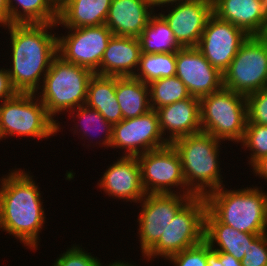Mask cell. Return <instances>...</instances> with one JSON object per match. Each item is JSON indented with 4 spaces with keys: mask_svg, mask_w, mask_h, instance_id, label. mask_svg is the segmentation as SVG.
I'll return each mask as SVG.
<instances>
[{
    "mask_svg": "<svg viewBox=\"0 0 267 266\" xmlns=\"http://www.w3.org/2000/svg\"><path fill=\"white\" fill-rule=\"evenodd\" d=\"M30 172L15 168L0 179V230L36 251L46 214L42 191Z\"/></svg>",
    "mask_w": 267,
    "mask_h": 266,
    "instance_id": "obj_1",
    "label": "cell"
},
{
    "mask_svg": "<svg viewBox=\"0 0 267 266\" xmlns=\"http://www.w3.org/2000/svg\"><path fill=\"white\" fill-rule=\"evenodd\" d=\"M1 27L8 29L10 34L12 66L7 70L13 88L20 93H36L58 55V35L52 33L53 28L56 30V23L7 24Z\"/></svg>",
    "mask_w": 267,
    "mask_h": 266,
    "instance_id": "obj_2",
    "label": "cell"
},
{
    "mask_svg": "<svg viewBox=\"0 0 267 266\" xmlns=\"http://www.w3.org/2000/svg\"><path fill=\"white\" fill-rule=\"evenodd\" d=\"M205 199L207 210L219 222L241 232H267V192L261 187L252 185L231 190L224 185L207 194Z\"/></svg>",
    "mask_w": 267,
    "mask_h": 266,
    "instance_id": "obj_3",
    "label": "cell"
},
{
    "mask_svg": "<svg viewBox=\"0 0 267 266\" xmlns=\"http://www.w3.org/2000/svg\"><path fill=\"white\" fill-rule=\"evenodd\" d=\"M221 142L199 132L171 143L179 154L186 186L195 196H206L224 186L220 173Z\"/></svg>",
    "mask_w": 267,
    "mask_h": 266,
    "instance_id": "obj_4",
    "label": "cell"
},
{
    "mask_svg": "<svg viewBox=\"0 0 267 266\" xmlns=\"http://www.w3.org/2000/svg\"><path fill=\"white\" fill-rule=\"evenodd\" d=\"M93 75L91 70L67 62L59 55L53 59L39 89L41 91L36 95L57 122V132H61L62 127L55 119L56 115L85 105L88 83Z\"/></svg>",
    "mask_w": 267,
    "mask_h": 266,
    "instance_id": "obj_5",
    "label": "cell"
},
{
    "mask_svg": "<svg viewBox=\"0 0 267 266\" xmlns=\"http://www.w3.org/2000/svg\"><path fill=\"white\" fill-rule=\"evenodd\" d=\"M56 133L57 122L48 114L36 93L17 92L0 103V140L18 136L42 141Z\"/></svg>",
    "mask_w": 267,
    "mask_h": 266,
    "instance_id": "obj_6",
    "label": "cell"
},
{
    "mask_svg": "<svg viewBox=\"0 0 267 266\" xmlns=\"http://www.w3.org/2000/svg\"><path fill=\"white\" fill-rule=\"evenodd\" d=\"M201 129L222 141L240 144L247 123L246 96L222 87L200 98Z\"/></svg>",
    "mask_w": 267,
    "mask_h": 266,
    "instance_id": "obj_7",
    "label": "cell"
},
{
    "mask_svg": "<svg viewBox=\"0 0 267 266\" xmlns=\"http://www.w3.org/2000/svg\"><path fill=\"white\" fill-rule=\"evenodd\" d=\"M205 196L192 197L174 216L160 239L142 256L152 261L158 256L167 259L204 240Z\"/></svg>",
    "mask_w": 267,
    "mask_h": 266,
    "instance_id": "obj_8",
    "label": "cell"
},
{
    "mask_svg": "<svg viewBox=\"0 0 267 266\" xmlns=\"http://www.w3.org/2000/svg\"><path fill=\"white\" fill-rule=\"evenodd\" d=\"M223 87L248 96L267 87V37L251 35L223 72Z\"/></svg>",
    "mask_w": 267,
    "mask_h": 266,
    "instance_id": "obj_9",
    "label": "cell"
},
{
    "mask_svg": "<svg viewBox=\"0 0 267 266\" xmlns=\"http://www.w3.org/2000/svg\"><path fill=\"white\" fill-rule=\"evenodd\" d=\"M136 157L146 194L194 195L186 186L181 160L172 144ZM175 187L178 189L172 190Z\"/></svg>",
    "mask_w": 267,
    "mask_h": 266,
    "instance_id": "obj_10",
    "label": "cell"
},
{
    "mask_svg": "<svg viewBox=\"0 0 267 266\" xmlns=\"http://www.w3.org/2000/svg\"><path fill=\"white\" fill-rule=\"evenodd\" d=\"M65 30L67 34L57 36L58 55L95 73L113 33L105 24Z\"/></svg>",
    "mask_w": 267,
    "mask_h": 266,
    "instance_id": "obj_11",
    "label": "cell"
},
{
    "mask_svg": "<svg viewBox=\"0 0 267 266\" xmlns=\"http://www.w3.org/2000/svg\"><path fill=\"white\" fill-rule=\"evenodd\" d=\"M195 195L146 194L139 202L138 241L142 256L160 239L177 212Z\"/></svg>",
    "mask_w": 267,
    "mask_h": 266,
    "instance_id": "obj_12",
    "label": "cell"
},
{
    "mask_svg": "<svg viewBox=\"0 0 267 266\" xmlns=\"http://www.w3.org/2000/svg\"><path fill=\"white\" fill-rule=\"evenodd\" d=\"M168 144L161 133L156 110L151 109L132 119H122L113 125L110 148L124 150L123 156H138Z\"/></svg>",
    "mask_w": 267,
    "mask_h": 266,
    "instance_id": "obj_13",
    "label": "cell"
},
{
    "mask_svg": "<svg viewBox=\"0 0 267 266\" xmlns=\"http://www.w3.org/2000/svg\"><path fill=\"white\" fill-rule=\"evenodd\" d=\"M248 37L243 29L212 14L196 48L223 74Z\"/></svg>",
    "mask_w": 267,
    "mask_h": 266,
    "instance_id": "obj_14",
    "label": "cell"
},
{
    "mask_svg": "<svg viewBox=\"0 0 267 266\" xmlns=\"http://www.w3.org/2000/svg\"><path fill=\"white\" fill-rule=\"evenodd\" d=\"M165 7L170 10L167 8V12L161 10L158 14L173 31L178 44L182 48L196 47L209 17L213 14L212 0H188Z\"/></svg>",
    "mask_w": 267,
    "mask_h": 266,
    "instance_id": "obj_15",
    "label": "cell"
},
{
    "mask_svg": "<svg viewBox=\"0 0 267 266\" xmlns=\"http://www.w3.org/2000/svg\"><path fill=\"white\" fill-rule=\"evenodd\" d=\"M175 75L186 85L189 94L197 98L223 87V74L196 47H185L176 52Z\"/></svg>",
    "mask_w": 267,
    "mask_h": 266,
    "instance_id": "obj_16",
    "label": "cell"
},
{
    "mask_svg": "<svg viewBox=\"0 0 267 266\" xmlns=\"http://www.w3.org/2000/svg\"><path fill=\"white\" fill-rule=\"evenodd\" d=\"M119 158V159H118ZM97 182L99 189L114 199L137 203L145 197L140 165L136 156L118 157Z\"/></svg>",
    "mask_w": 267,
    "mask_h": 266,
    "instance_id": "obj_17",
    "label": "cell"
},
{
    "mask_svg": "<svg viewBox=\"0 0 267 266\" xmlns=\"http://www.w3.org/2000/svg\"><path fill=\"white\" fill-rule=\"evenodd\" d=\"M159 127L165 140H174L202 132L200 98L190 96L158 108Z\"/></svg>",
    "mask_w": 267,
    "mask_h": 266,
    "instance_id": "obj_18",
    "label": "cell"
},
{
    "mask_svg": "<svg viewBox=\"0 0 267 266\" xmlns=\"http://www.w3.org/2000/svg\"><path fill=\"white\" fill-rule=\"evenodd\" d=\"M155 13L152 0H112L105 25L114 36L138 38Z\"/></svg>",
    "mask_w": 267,
    "mask_h": 266,
    "instance_id": "obj_19",
    "label": "cell"
},
{
    "mask_svg": "<svg viewBox=\"0 0 267 266\" xmlns=\"http://www.w3.org/2000/svg\"><path fill=\"white\" fill-rule=\"evenodd\" d=\"M213 14L249 36L266 35L267 7L261 0H212Z\"/></svg>",
    "mask_w": 267,
    "mask_h": 266,
    "instance_id": "obj_20",
    "label": "cell"
},
{
    "mask_svg": "<svg viewBox=\"0 0 267 266\" xmlns=\"http://www.w3.org/2000/svg\"><path fill=\"white\" fill-rule=\"evenodd\" d=\"M141 46L136 37L112 36L98 70L102 76H135L140 62Z\"/></svg>",
    "mask_w": 267,
    "mask_h": 266,
    "instance_id": "obj_21",
    "label": "cell"
},
{
    "mask_svg": "<svg viewBox=\"0 0 267 266\" xmlns=\"http://www.w3.org/2000/svg\"><path fill=\"white\" fill-rule=\"evenodd\" d=\"M112 0H64L58 5L57 28L104 25Z\"/></svg>",
    "mask_w": 267,
    "mask_h": 266,
    "instance_id": "obj_22",
    "label": "cell"
},
{
    "mask_svg": "<svg viewBox=\"0 0 267 266\" xmlns=\"http://www.w3.org/2000/svg\"><path fill=\"white\" fill-rule=\"evenodd\" d=\"M258 235L261 234H251L235 230L229 225L219 222L206 210L204 240L215 251L232 254L241 261L245 255L244 252L249 248V243Z\"/></svg>",
    "mask_w": 267,
    "mask_h": 266,
    "instance_id": "obj_23",
    "label": "cell"
},
{
    "mask_svg": "<svg viewBox=\"0 0 267 266\" xmlns=\"http://www.w3.org/2000/svg\"><path fill=\"white\" fill-rule=\"evenodd\" d=\"M85 105L97 110L112 125L120 122L123 118L116 99V76L94 74L88 83Z\"/></svg>",
    "mask_w": 267,
    "mask_h": 266,
    "instance_id": "obj_24",
    "label": "cell"
},
{
    "mask_svg": "<svg viewBox=\"0 0 267 266\" xmlns=\"http://www.w3.org/2000/svg\"><path fill=\"white\" fill-rule=\"evenodd\" d=\"M116 99L123 119H132L151 110L148 84L134 76H116Z\"/></svg>",
    "mask_w": 267,
    "mask_h": 266,
    "instance_id": "obj_25",
    "label": "cell"
},
{
    "mask_svg": "<svg viewBox=\"0 0 267 266\" xmlns=\"http://www.w3.org/2000/svg\"><path fill=\"white\" fill-rule=\"evenodd\" d=\"M7 2L9 24L57 23L58 5L53 0H7Z\"/></svg>",
    "mask_w": 267,
    "mask_h": 266,
    "instance_id": "obj_26",
    "label": "cell"
},
{
    "mask_svg": "<svg viewBox=\"0 0 267 266\" xmlns=\"http://www.w3.org/2000/svg\"><path fill=\"white\" fill-rule=\"evenodd\" d=\"M138 39L141 53H176L182 48L166 21L157 13L150 18Z\"/></svg>",
    "mask_w": 267,
    "mask_h": 266,
    "instance_id": "obj_27",
    "label": "cell"
},
{
    "mask_svg": "<svg viewBox=\"0 0 267 266\" xmlns=\"http://www.w3.org/2000/svg\"><path fill=\"white\" fill-rule=\"evenodd\" d=\"M68 114H69L68 117H71V114H72V118L74 117L73 121L74 123H76L74 125L75 128L73 126L71 130L72 131L74 130L73 132L75 134L79 133L82 136L81 139H85V140L88 139L89 141H91L87 137H91V136L95 137L97 134L101 132V134H104L103 135L104 137L102 139L100 138L101 137L100 136L99 137L101 139L100 141L96 139V142H94L95 146L99 144L100 147L102 145V147H105V148L107 147V149L110 148L112 137H113V125L109 123L108 121H106L104 117L97 110L89 108L86 105H82L69 111ZM75 118L79 119L77 121L80 122V125L78 122H75L76 121ZM94 129L98 131V132L96 131L97 134H95V136L91 134V131L93 134L95 133Z\"/></svg>",
    "mask_w": 267,
    "mask_h": 266,
    "instance_id": "obj_28",
    "label": "cell"
},
{
    "mask_svg": "<svg viewBox=\"0 0 267 266\" xmlns=\"http://www.w3.org/2000/svg\"><path fill=\"white\" fill-rule=\"evenodd\" d=\"M176 73V53H141L135 78L144 83L174 76Z\"/></svg>",
    "mask_w": 267,
    "mask_h": 266,
    "instance_id": "obj_29",
    "label": "cell"
},
{
    "mask_svg": "<svg viewBox=\"0 0 267 266\" xmlns=\"http://www.w3.org/2000/svg\"><path fill=\"white\" fill-rule=\"evenodd\" d=\"M148 87L152 110L191 96L186 85L176 75L154 80L148 84Z\"/></svg>",
    "mask_w": 267,
    "mask_h": 266,
    "instance_id": "obj_30",
    "label": "cell"
},
{
    "mask_svg": "<svg viewBox=\"0 0 267 266\" xmlns=\"http://www.w3.org/2000/svg\"><path fill=\"white\" fill-rule=\"evenodd\" d=\"M240 143L241 148L250 150L247 164L252 166L258 159L267 155V126L247 122Z\"/></svg>",
    "mask_w": 267,
    "mask_h": 266,
    "instance_id": "obj_31",
    "label": "cell"
},
{
    "mask_svg": "<svg viewBox=\"0 0 267 266\" xmlns=\"http://www.w3.org/2000/svg\"><path fill=\"white\" fill-rule=\"evenodd\" d=\"M92 253L75 243L61 253L51 266H102L103 262L101 263L97 256L91 255Z\"/></svg>",
    "mask_w": 267,
    "mask_h": 266,
    "instance_id": "obj_32",
    "label": "cell"
},
{
    "mask_svg": "<svg viewBox=\"0 0 267 266\" xmlns=\"http://www.w3.org/2000/svg\"><path fill=\"white\" fill-rule=\"evenodd\" d=\"M247 122L267 126V87L246 96Z\"/></svg>",
    "mask_w": 267,
    "mask_h": 266,
    "instance_id": "obj_33",
    "label": "cell"
},
{
    "mask_svg": "<svg viewBox=\"0 0 267 266\" xmlns=\"http://www.w3.org/2000/svg\"><path fill=\"white\" fill-rule=\"evenodd\" d=\"M173 266H207L206 241L168 257Z\"/></svg>",
    "mask_w": 267,
    "mask_h": 266,
    "instance_id": "obj_34",
    "label": "cell"
},
{
    "mask_svg": "<svg viewBox=\"0 0 267 266\" xmlns=\"http://www.w3.org/2000/svg\"><path fill=\"white\" fill-rule=\"evenodd\" d=\"M241 266H267V237L266 233L258 235L244 252Z\"/></svg>",
    "mask_w": 267,
    "mask_h": 266,
    "instance_id": "obj_35",
    "label": "cell"
},
{
    "mask_svg": "<svg viewBox=\"0 0 267 266\" xmlns=\"http://www.w3.org/2000/svg\"><path fill=\"white\" fill-rule=\"evenodd\" d=\"M17 91L13 88L7 68H0V103L13 97Z\"/></svg>",
    "mask_w": 267,
    "mask_h": 266,
    "instance_id": "obj_36",
    "label": "cell"
},
{
    "mask_svg": "<svg viewBox=\"0 0 267 266\" xmlns=\"http://www.w3.org/2000/svg\"><path fill=\"white\" fill-rule=\"evenodd\" d=\"M206 261L207 266H225V253L211 249L206 242Z\"/></svg>",
    "mask_w": 267,
    "mask_h": 266,
    "instance_id": "obj_37",
    "label": "cell"
},
{
    "mask_svg": "<svg viewBox=\"0 0 267 266\" xmlns=\"http://www.w3.org/2000/svg\"><path fill=\"white\" fill-rule=\"evenodd\" d=\"M253 174L258 178L265 179L267 181V155L258 159L252 166Z\"/></svg>",
    "mask_w": 267,
    "mask_h": 266,
    "instance_id": "obj_38",
    "label": "cell"
},
{
    "mask_svg": "<svg viewBox=\"0 0 267 266\" xmlns=\"http://www.w3.org/2000/svg\"><path fill=\"white\" fill-rule=\"evenodd\" d=\"M9 24V6L7 0H0V27Z\"/></svg>",
    "mask_w": 267,
    "mask_h": 266,
    "instance_id": "obj_39",
    "label": "cell"
},
{
    "mask_svg": "<svg viewBox=\"0 0 267 266\" xmlns=\"http://www.w3.org/2000/svg\"><path fill=\"white\" fill-rule=\"evenodd\" d=\"M183 1H188V0H152L154 9H157L156 7H161L163 9L164 6L173 4V3H179ZM156 6V7H155Z\"/></svg>",
    "mask_w": 267,
    "mask_h": 266,
    "instance_id": "obj_40",
    "label": "cell"
},
{
    "mask_svg": "<svg viewBox=\"0 0 267 266\" xmlns=\"http://www.w3.org/2000/svg\"><path fill=\"white\" fill-rule=\"evenodd\" d=\"M225 266H241V261L232 254L225 253Z\"/></svg>",
    "mask_w": 267,
    "mask_h": 266,
    "instance_id": "obj_41",
    "label": "cell"
},
{
    "mask_svg": "<svg viewBox=\"0 0 267 266\" xmlns=\"http://www.w3.org/2000/svg\"><path fill=\"white\" fill-rule=\"evenodd\" d=\"M102 266H136V265H133L132 263L126 262L125 260L124 261H122V260L116 261L115 260V262H112V263L110 262L109 265L104 264Z\"/></svg>",
    "mask_w": 267,
    "mask_h": 266,
    "instance_id": "obj_42",
    "label": "cell"
},
{
    "mask_svg": "<svg viewBox=\"0 0 267 266\" xmlns=\"http://www.w3.org/2000/svg\"><path fill=\"white\" fill-rule=\"evenodd\" d=\"M57 5H60L64 0H53Z\"/></svg>",
    "mask_w": 267,
    "mask_h": 266,
    "instance_id": "obj_43",
    "label": "cell"
},
{
    "mask_svg": "<svg viewBox=\"0 0 267 266\" xmlns=\"http://www.w3.org/2000/svg\"><path fill=\"white\" fill-rule=\"evenodd\" d=\"M263 4L267 7V0H261Z\"/></svg>",
    "mask_w": 267,
    "mask_h": 266,
    "instance_id": "obj_44",
    "label": "cell"
}]
</instances>
